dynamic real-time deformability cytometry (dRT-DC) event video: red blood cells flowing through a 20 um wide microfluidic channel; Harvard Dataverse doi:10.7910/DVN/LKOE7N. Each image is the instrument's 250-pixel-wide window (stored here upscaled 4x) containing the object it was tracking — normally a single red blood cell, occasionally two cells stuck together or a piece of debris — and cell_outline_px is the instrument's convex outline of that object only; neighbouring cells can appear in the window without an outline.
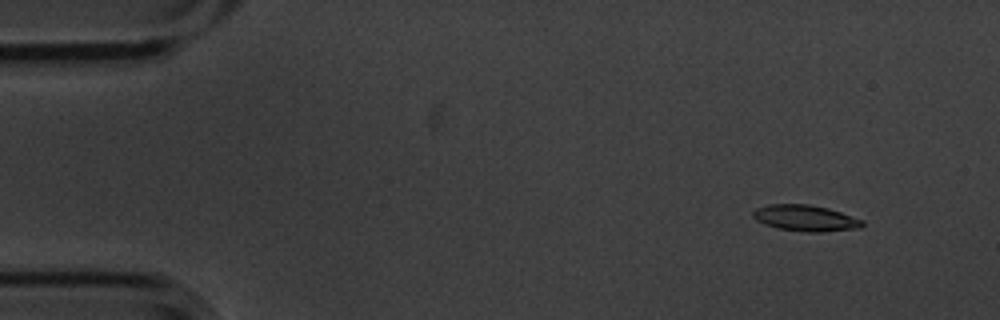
{"species": "common noctule bat (a hibernating species)", "species_latin": "Nyctalus noctula", "temperature_condition": "cold", "stored_images_in_passage": 8, "camera_frame_rate_fps": 3000, "um_per_image_px": 0.085, "animal": {"sex": "male", "body_mass_g": 20.1, "forearm_length_mm": 53.5}, "frame": {"image": 1, "passage_image": 2, "time_ms": 0.333, "image_size_px": [1000, 320], "cell_outline_px": [[864, 224], [860, 228], [820, 232], [804, 232], [776, 228], [764, 224], [756, 220], [752, 216], [752, 212], [756, 208], [768, 204], [808, 204], [828, 208], [864, 220]], "centroid_in_image_um": [68.44, 18.54], "position_along_channel_um": 16.6, "area_um2": 16.76}}
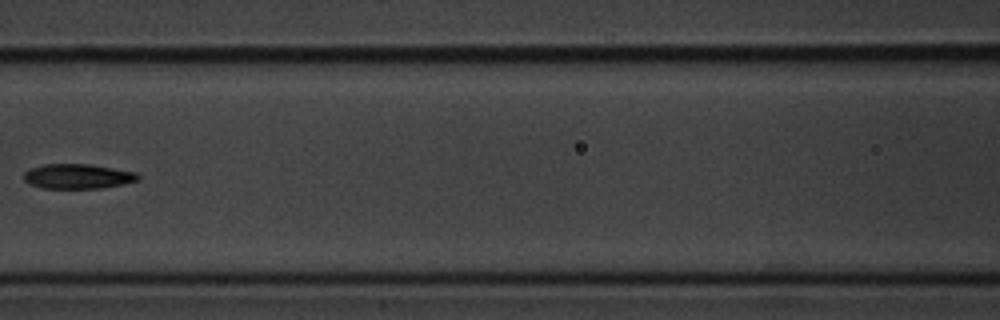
{"frame": {"image": 2, "passage_image": 7, "time_ms": 2.0, "image_size_px": [1000, 320], "cell_outline_px": [[140, 180], [124, 184], [100, 188], [44, 188], [28, 184], [24, 180], [24, 172], [28, 168], [44, 164], [92, 164], [136, 172], [140, 176]], "centroid_in_image_um": [6.61, 14.98], "position_along_channel_um": 160.0, "area_um2": 16.7}}
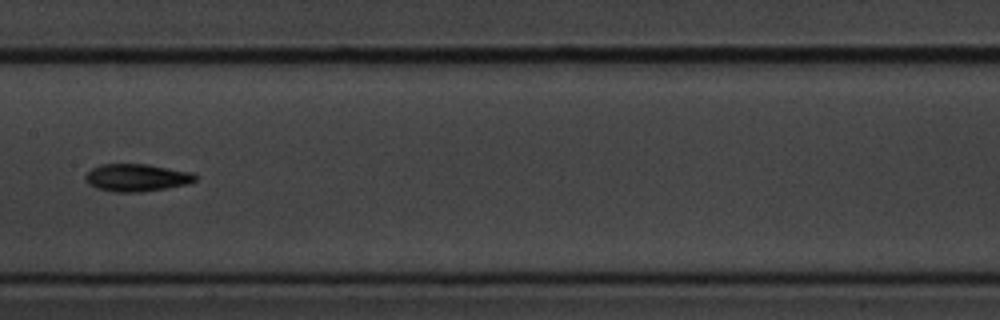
{"frame": {"image": 3, "passage_image": 8, "time_ms": 2.333, "image_size_px": [1000, 320], "cell_outline_px": [[196, 180], [188, 184], [140, 192], [112, 192], [96, 188], [88, 184], [84, 180], [84, 176], [92, 168], [100, 164], [148, 164], [192, 172], [196, 176]], "centroid_in_image_um": [11.58, 15.1], "position_along_channel_um": 195.8, "area_um2": 17.69}}